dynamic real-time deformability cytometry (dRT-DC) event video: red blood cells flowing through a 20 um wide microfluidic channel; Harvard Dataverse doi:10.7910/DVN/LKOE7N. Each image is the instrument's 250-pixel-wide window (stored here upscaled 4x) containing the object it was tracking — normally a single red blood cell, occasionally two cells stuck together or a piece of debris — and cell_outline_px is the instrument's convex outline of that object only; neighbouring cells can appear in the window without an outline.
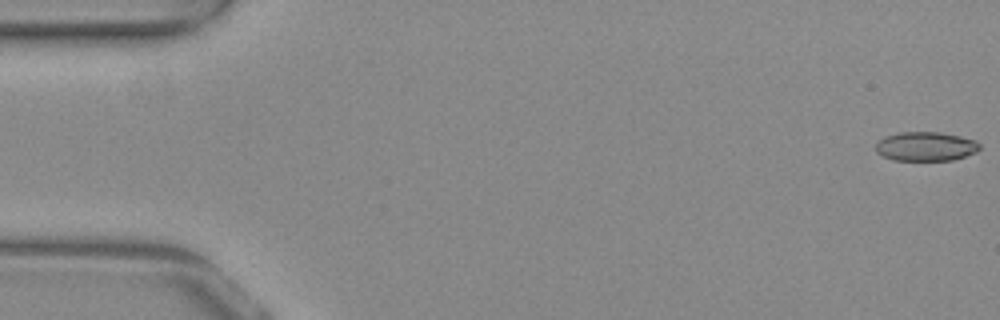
{"species": "common noctule bat (a hibernating species)", "species_latin": "Nyctalus noctula", "temperature_condition": "warm", "stored_images_in_passage": 54, "camera_frame_rate_fps": 3000, "um_per_image_px": 0.085, "animal": {"sex": "female", "body_mass_g": 29.2, "forearm_length_mm": 56.3}, "frame": {"image": 1, "passage_image": 1, "time_ms": 0.0, "image_size_px": [1000, 320], "cell_outline_px": [[980, 148], [976, 152], [952, 160], [892, 160], [876, 152], [876, 144], [884, 136], [900, 132], [940, 132], [960, 136], [976, 140], [980, 144]], "centroid_in_image_um": [78.69, 12.44], "position_along_channel_um": 6.3, "area_um2": 17.63}}
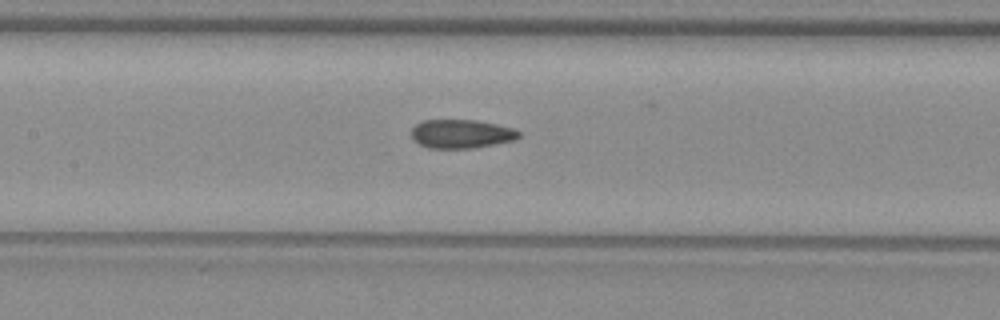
{"frame": {"image": 2, "passage_image": 25, "time_ms": 8.0, "image_size_px": [1000, 320], "cell_outline_px": [[520, 136], [516, 140], [472, 148], [428, 148], [412, 140], [412, 128], [420, 120], [476, 120], [496, 124], [512, 128], [520, 132]], "centroid_in_image_um": [39.19, 11.37], "position_along_channel_um": 168.2, "area_um2": 18.03}}
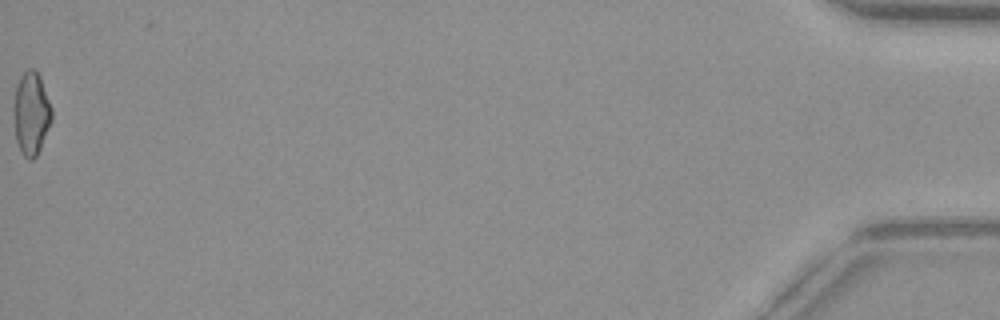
{"frame": {"image": 3, "passage_image": 54, "time_ms": 17.667, "image_size_px": [1000, 320], "cell_outline_px": [[52, 120], [40, 148], [36, 156], [32, 160], [28, 160], [20, 152], [16, 140], [12, 112], [12, 108], [16, 84], [20, 76], [28, 68], [32, 68], [40, 76], [52, 108]], "centroid_in_image_um": [2.62, 9.64], "position_along_channel_um": 432.6, "area_um2": 18.73}, "authors_computed_cell_mechanics": {"area_um2": 18.2648, "velocity_mm_per_s": 3.8873, "shape_relaxation_time_tau1_ms": null, "shape_relaxation_time_tau2_ms": 2.2484, "deformation_change_tau1": null, "deformation_change_tau2": 0.0758}}